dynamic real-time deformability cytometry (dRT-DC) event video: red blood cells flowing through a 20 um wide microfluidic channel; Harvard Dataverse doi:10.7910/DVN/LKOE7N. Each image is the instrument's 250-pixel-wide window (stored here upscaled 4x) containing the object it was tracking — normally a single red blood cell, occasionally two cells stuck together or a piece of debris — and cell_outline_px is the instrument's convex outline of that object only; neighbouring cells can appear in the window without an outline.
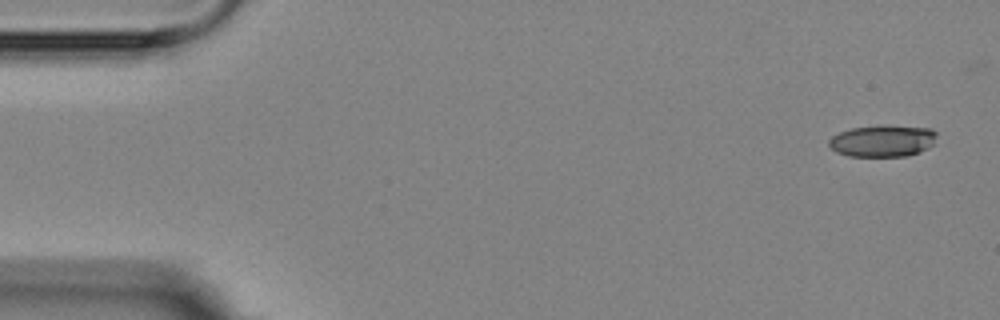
{"species": "Egyptian fruit bat (a non-hibernating species)", "species_latin": "Rousettus aegyptiacus", "temperature_condition": "room temperature", "stored_images_in_passage": 6, "camera_frame_rate_fps": 3000, "um_per_image_px": 0.085, "animal": {"sex": "female"}, "frame": {"image": 1, "passage_image": 1, "time_ms": 0.0, "image_size_px": [1000, 320], "cell_outline_px": [[936, 136], [932, 144], [928, 148], [920, 152], [908, 156], [848, 156], [836, 152], [828, 144], [828, 140], [832, 136], [840, 132], [852, 128], [876, 124], [880, 124], [932, 128], [936, 132]], "centroid_in_image_um": [75.02, 11.96], "position_along_channel_um": 10.0, "area_um2": 20.29}}
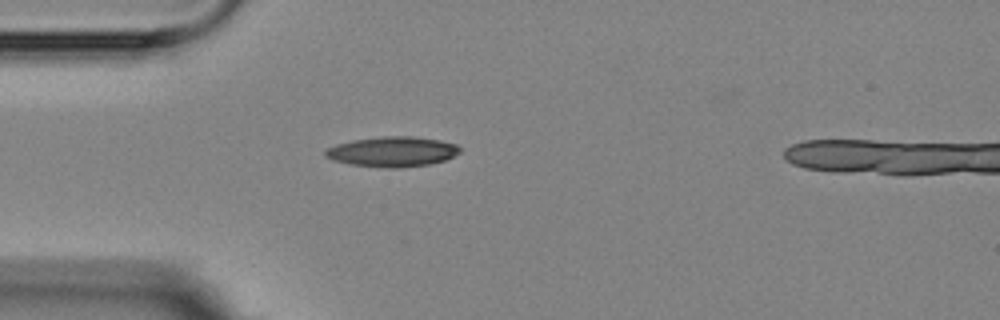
{"frame": {"image": 2, "passage_image": 5, "time_ms": 4.333, "image_size_px": [1000, 320], "cell_outline_px": [[460, 152], [444, 160], [428, 164], [400, 168], [388, 168], [352, 164], [332, 160], [324, 156], [324, 152], [328, 148], [336, 144], [352, 140], [384, 136], [412, 136], [440, 140], [456, 144], [460, 148]], "centroid_in_image_um": [33.34, 12.88], "position_along_channel_um": 51.7, "area_um2": 23.47}}